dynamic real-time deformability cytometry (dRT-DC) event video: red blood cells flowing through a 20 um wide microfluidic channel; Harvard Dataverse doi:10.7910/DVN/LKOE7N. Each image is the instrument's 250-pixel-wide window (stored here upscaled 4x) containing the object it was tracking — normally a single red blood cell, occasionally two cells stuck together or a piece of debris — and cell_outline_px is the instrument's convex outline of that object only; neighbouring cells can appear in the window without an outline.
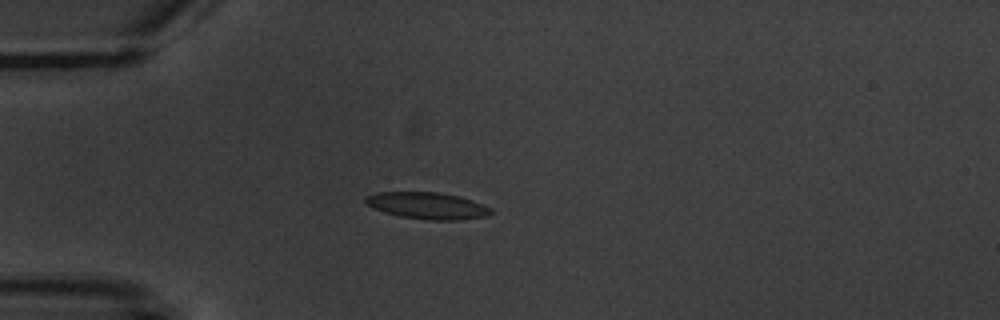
{"species": "common noctule bat (a hibernating species)", "species_latin": "Nyctalus noctula", "temperature_condition": "warm", "stored_images_in_passage": 7, "camera_frame_rate_fps": 3000, "um_per_image_px": 0.085, "animal": {"sex": "male", "body_mass_g": 20.1, "forearm_length_mm": 53.5}, "frame": {"image": 1, "passage_image": 4, "time_ms": 3.667, "image_size_px": [1000, 320], "cell_outline_px": [[496, 212], [488, 216], [460, 220], [432, 220], [400, 216], [384, 212], [372, 208], [364, 204], [364, 200], [368, 196], [376, 192], [436, 192], [460, 196], [484, 204], [492, 208]], "centroid_in_image_um": [36.37, 17.48], "position_along_channel_um": 48.6, "area_um2": 19.77}}